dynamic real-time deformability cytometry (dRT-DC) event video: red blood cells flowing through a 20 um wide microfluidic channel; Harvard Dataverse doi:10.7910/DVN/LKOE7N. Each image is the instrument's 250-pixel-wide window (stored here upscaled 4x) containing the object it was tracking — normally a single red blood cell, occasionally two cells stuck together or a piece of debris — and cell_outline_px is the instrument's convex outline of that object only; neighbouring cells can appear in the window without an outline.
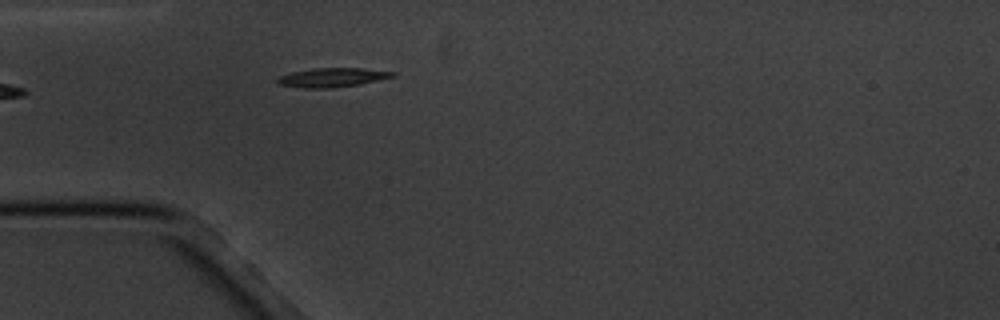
{"species": "common noctule bat (a hibernating species)", "species_latin": "Nyctalus noctula", "temperature_condition": "cold", "stored_images_in_passage": 5, "camera_frame_rate_fps": 3000, "um_per_image_px": 0.085, "animal": {"sex": "male", "body_mass_g": 20.1, "forearm_length_mm": 53.5}, "frame": {"image": 1, "passage_image": 5, "time_ms": 4.667, "image_size_px": [1000, 320], "cell_outline_px": [[396, 76], [360, 84], [332, 88], [304, 88], [276, 84], [276, 80], [280, 76], [292, 72], [312, 68], [364, 68], [396, 72]], "centroid_in_image_um": [28.24, 6.58], "position_along_channel_um": 56.8, "area_um2": 12.89}}